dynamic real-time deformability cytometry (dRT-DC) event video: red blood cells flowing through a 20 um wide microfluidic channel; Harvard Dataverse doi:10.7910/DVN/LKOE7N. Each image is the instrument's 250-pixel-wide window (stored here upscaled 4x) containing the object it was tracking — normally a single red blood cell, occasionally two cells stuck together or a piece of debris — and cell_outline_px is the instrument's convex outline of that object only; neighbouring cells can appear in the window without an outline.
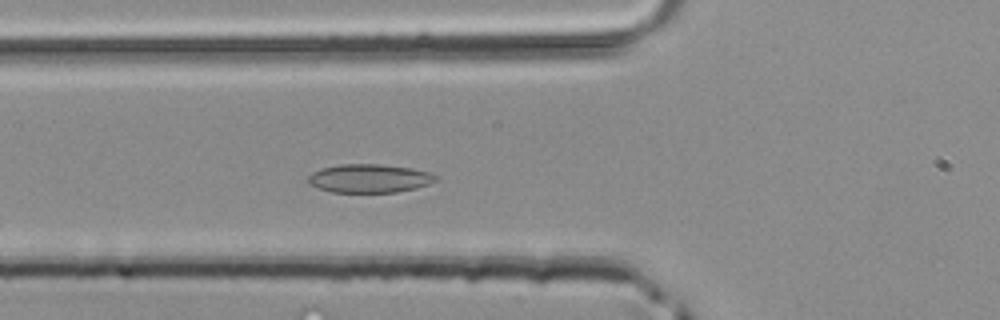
{"species": "common noctule bat (a hibernating species)", "species_latin": "Nyctalus noctula", "temperature_condition": "room temperature", "stored_images_in_passage": 39, "camera_frame_rate_fps": 3000, "um_per_image_px": 0.085, "animal": {"sex": "male", "body_mass_g": 20.4}, "frame": {"image": 1, "passage_image": 13, "time_ms": 4.0, "image_size_px": [1000, 320], "cell_outline_px": [[436, 180], [428, 184], [416, 188], [396, 192], [332, 192], [308, 184], [308, 176], [312, 172], [320, 168], [340, 164], [380, 164], [412, 168], [428, 172], [436, 176]], "centroid_in_image_um": [31.36, 15.16], "position_along_channel_um": 94.4, "area_um2": 21.15}}
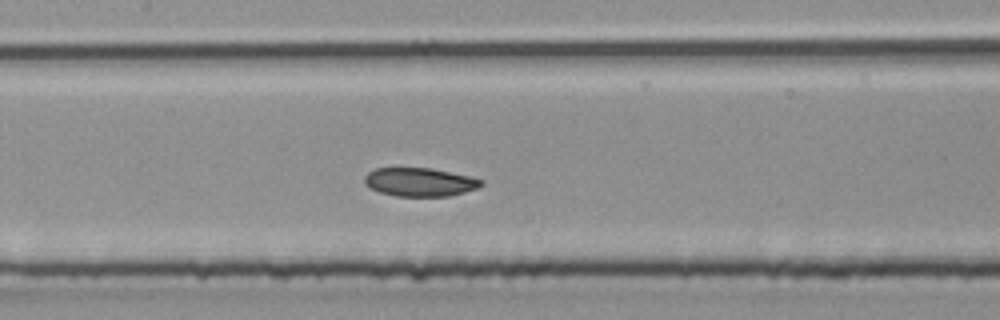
{"frame": {"image": 2, "passage_image": 18, "time_ms": 5.667, "image_size_px": [1000, 320], "cell_outline_px": [[484, 184], [480, 188], [448, 196], [396, 196], [380, 192], [364, 184], [364, 176], [368, 172], [376, 168], [432, 168], [472, 176], [484, 180]], "centroid_in_image_um": [35.73, 15.47], "position_along_channel_um": 171.7, "area_um2": 19.59}}
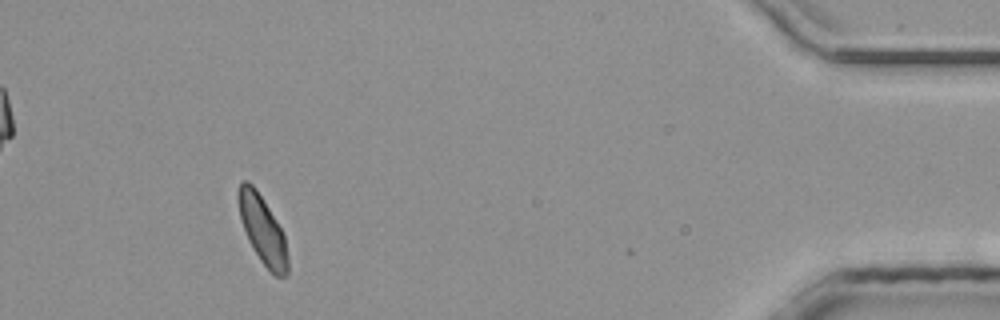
{"frame": {"image": 3, "passage_image": 38, "time_ms": 12.333, "image_size_px": [1000, 320], "cell_outline_px": [[288, 276], [276, 276], [260, 260], [252, 248], [248, 240], [240, 216], [236, 196], [240, 184], [244, 180], [248, 180], [256, 188], [280, 228], [284, 236], [288, 256]], "centroid_in_image_um": [22.3, 19.53], "position_along_channel_um": 412.9, "area_um2": 19.31}}